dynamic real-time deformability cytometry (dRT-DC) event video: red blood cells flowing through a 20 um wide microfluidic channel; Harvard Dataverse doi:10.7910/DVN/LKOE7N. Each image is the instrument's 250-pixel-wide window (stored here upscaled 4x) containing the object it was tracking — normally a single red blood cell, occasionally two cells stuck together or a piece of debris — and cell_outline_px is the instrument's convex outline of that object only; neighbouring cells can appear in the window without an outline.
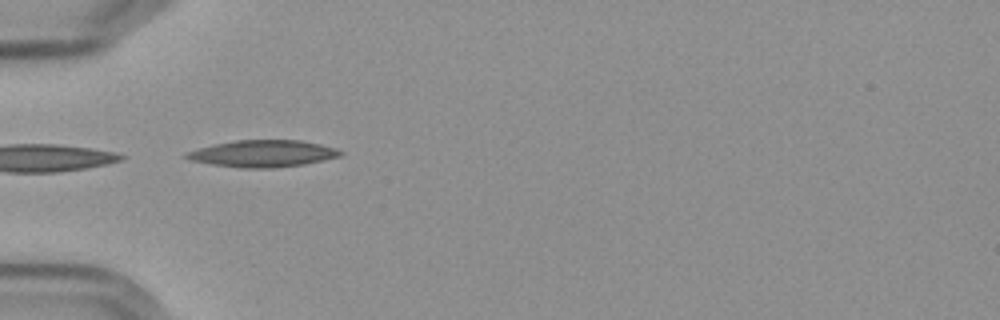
{"species": "Egyptian fruit bat (a non-hibernating species)", "species_latin": "Rousettus aegyptiacus", "temperature_condition": "cold", "stored_images_in_passage": 3, "camera_frame_rate_fps": 3000, "um_per_image_px": 0.085, "frame": {"image": 1, "passage_image": 1, "time_ms": 0.0, "image_size_px": [1000, 320], "cell_outline_px": [[344, 152], [340, 156], [304, 164], [272, 168], [244, 168], [212, 164], [188, 160], [184, 156], [184, 152], [216, 144], [236, 140], [300, 140], [320, 144], [336, 148]], "centroid_in_image_um": [22.33, 13.05], "position_along_channel_um": 62.7, "area_um2": 23.93}}